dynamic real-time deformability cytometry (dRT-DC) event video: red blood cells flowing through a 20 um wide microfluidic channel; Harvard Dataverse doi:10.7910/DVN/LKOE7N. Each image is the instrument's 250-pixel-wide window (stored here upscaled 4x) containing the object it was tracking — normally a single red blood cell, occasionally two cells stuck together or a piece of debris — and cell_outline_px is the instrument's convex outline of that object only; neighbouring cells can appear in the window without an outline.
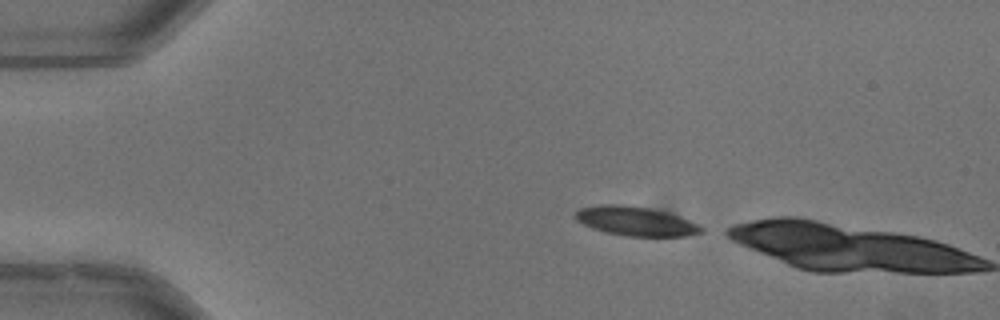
{"species": "common noctule bat (a hibernating species)", "species_latin": "Nyctalus noctula", "temperature_condition": "warm", "stored_images_in_passage": 2, "camera_frame_rate_fps": 3000, "um_per_image_px": 0.085, "animal": {"sex": "male", "body_mass_g": 13.3}, "frame": {"image": 1, "passage_image": 1, "time_ms": 0.0, "image_size_px": [1000, 320], "cell_outline_px": [[704, 232], [688, 236], [624, 236], [604, 232], [592, 228], [576, 220], [576, 212], [580, 208], [600, 204], [620, 204], [648, 208], [668, 212], [688, 220], [704, 228]], "centroid_in_image_um": [54.03, 18.8], "position_along_channel_um": 31.0, "area_um2": 21.39}}